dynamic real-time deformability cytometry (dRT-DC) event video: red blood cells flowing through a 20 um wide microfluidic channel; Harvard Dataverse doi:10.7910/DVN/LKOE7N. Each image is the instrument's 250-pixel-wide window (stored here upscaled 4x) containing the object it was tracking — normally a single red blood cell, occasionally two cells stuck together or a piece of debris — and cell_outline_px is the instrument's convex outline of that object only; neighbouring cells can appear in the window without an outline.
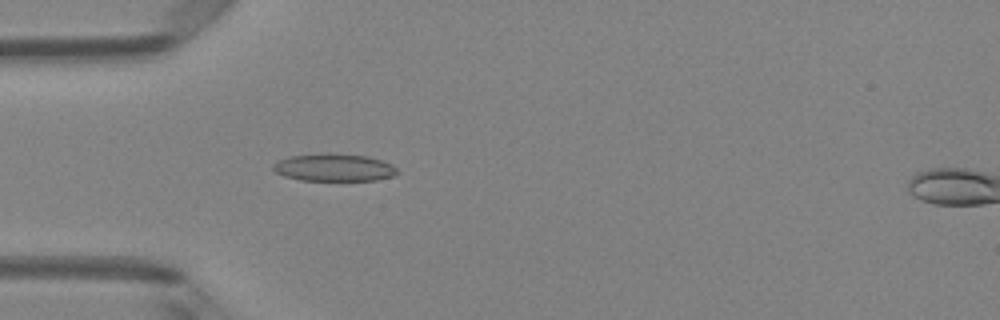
{"species": "Egyptian fruit bat (a non-hibernating species)", "species_latin": "Rousettus aegyptiacus", "temperature_condition": "room temperature", "stored_images_in_passage": 39, "camera_frame_rate_fps": 3000, "um_per_image_px": 0.085, "animal": {"sex": "female"}, "frame": {"image": 1, "passage_image": 5, "time_ms": 1.333, "image_size_px": [1000, 320], "cell_outline_px": [[400, 172], [396, 176], [376, 180], [300, 180], [284, 176], [276, 172], [272, 168], [272, 164], [276, 160], [292, 156], [328, 152], [368, 156], [392, 164]], "centroid_in_image_um": [28.4, 14.23], "position_along_channel_um": 56.6, "area_um2": 20.17}}
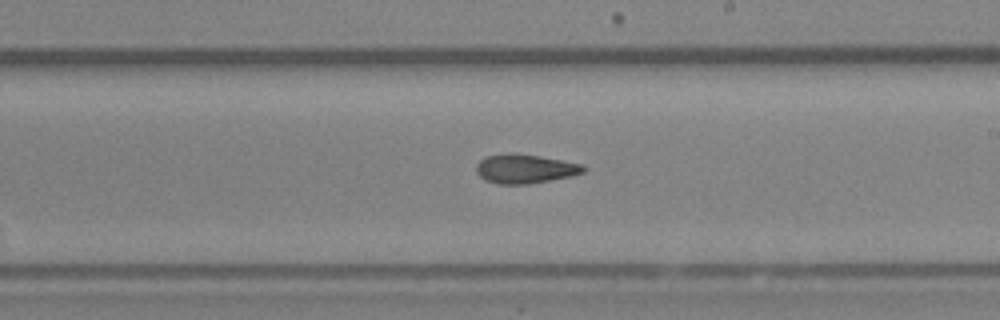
{"frame": {"image": 2, "passage_image": 19, "time_ms": 6.0, "image_size_px": [1000, 320], "cell_outline_px": [[584, 172], [572, 176], [528, 184], [496, 184], [484, 180], [476, 172], [476, 164], [484, 156], [540, 156], [584, 164]], "centroid_in_image_um": [44.64, 14.39], "position_along_channel_um": 244.4, "area_um2": 17.57}}
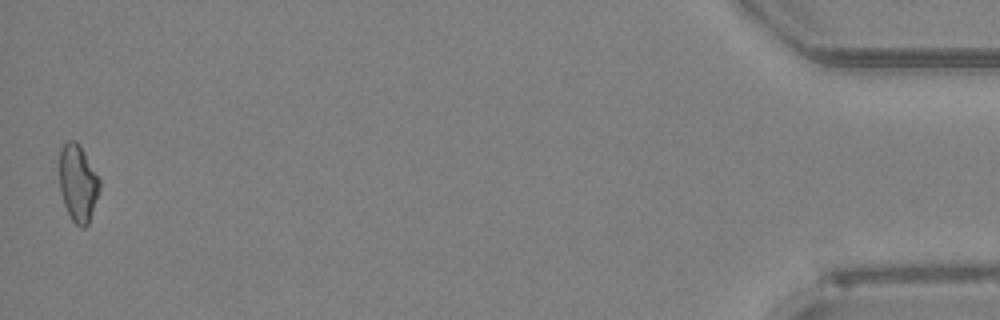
{"frame": {"image": 3, "passage_image": 39, "time_ms": 12.667, "image_size_px": [1000, 320], "cell_outline_px": [[100, 188], [88, 224], [84, 228], [80, 228], [72, 220], [64, 204], [60, 192], [60, 148], [68, 140], [76, 140], [100, 180]], "centroid_in_image_um": [6.61, 15.58], "position_along_channel_um": 428.6, "area_um2": 17.74}, "authors_computed_cell_mechanics": {"area_um2": 18.1492, "velocity_mm_per_s": 4.1504, "shape_relaxation_time_tau1_ms": 5.3057, "shape_relaxation_time_tau2_ms": 3.5347, "deformation_change_tau1": 0.1512, "deformation_change_tau2": 0.1176}}